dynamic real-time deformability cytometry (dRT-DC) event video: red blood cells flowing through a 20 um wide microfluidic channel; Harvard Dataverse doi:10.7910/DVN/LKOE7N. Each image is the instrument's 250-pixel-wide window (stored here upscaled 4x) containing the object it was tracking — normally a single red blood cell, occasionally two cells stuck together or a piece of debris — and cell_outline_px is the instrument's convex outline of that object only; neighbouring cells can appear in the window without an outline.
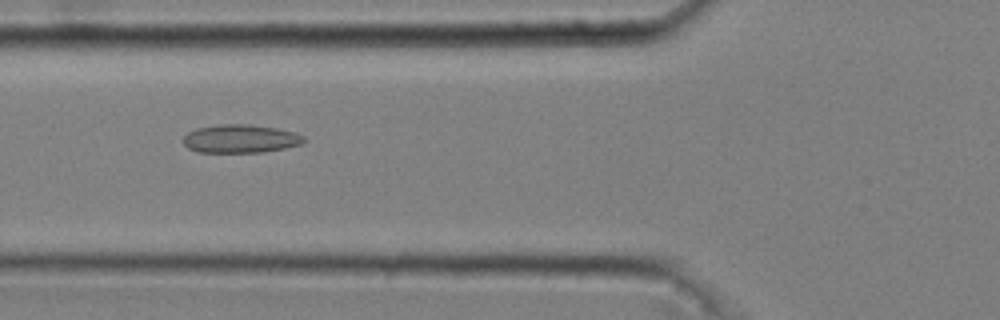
{"species": "common noctule bat (a hibernating species)", "species_latin": "Nyctalus noctula", "temperature_condition": "cold", "stored_images_in_passage": 48, "camera_frame_rate_fps": 3000, "um_per_image_px": 0.085, "animal": {"sex": "male", "body_mass_g": 20.4}, "frame": {"image": 1, "passage_image": 20, "time_ms": 6.333, "image_size_px": [1000, 320], "cell_outline_px": [[308, 140], [300, 144], [284, 148], [264, 152], [196, 152], [188, 148], [184, 144], [184, 136], [188, 132], [196, 128], [220, 124], [248, 124], [276, 128], [296, 132], [304, 136]], "centroid_in_image_um": [20.45, 11.79], "position_along_channel_um": 105.3, "area_um2": 20.0}}
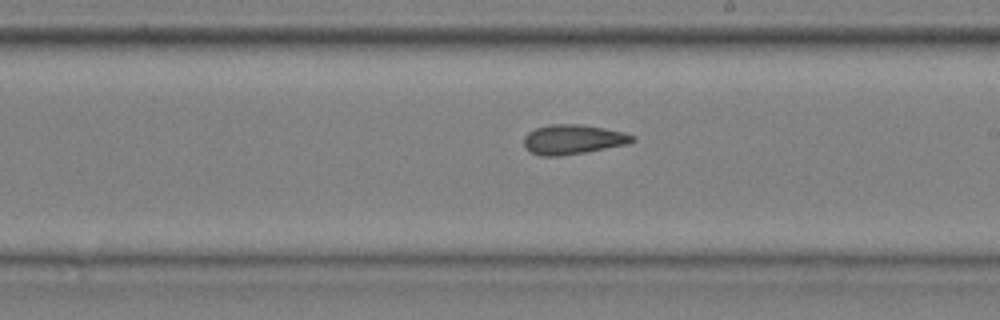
{"frame": {"image": 2, "passage_image": 31, "time_ms": 10.0, "image_size_px": [1000, 320], "cell_outline_px": [[636, 140], [628, 144], [584, 152], [560, 156], [540, 156], [532, 152], [524, 144], [524, 136], [528, 132], [536, 128], [552, 124], [580, 124], [604, 128], [624, 132], [636, 136]], "centroid_in_image_um": [48.73, 11.84], "position_along_channel_um": 240.3, "area_um2": 18.67}}
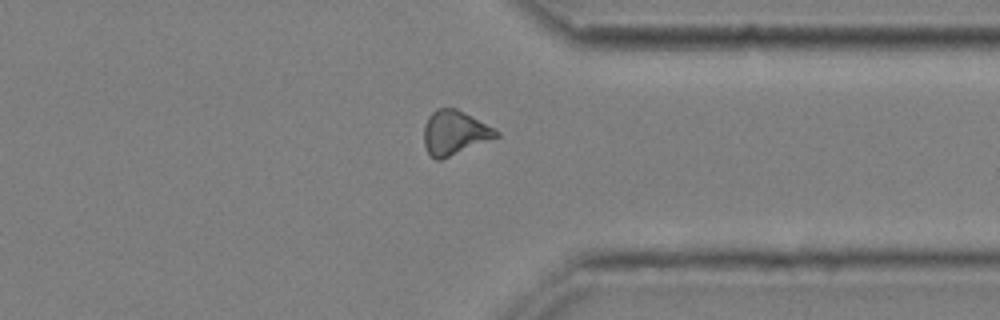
{"frame": {"image": 3, "passage_image": 42, "time_ms": 13.667, "image_size_px": [1000, 320], "cell_outline_px": [[500, 136], [440, 160], [436, 160], [428, 152], [424, 144], [424, 124], [428, 116], [436, 108], [456, 108], [496, 128], [500, 132]], "centroid_in_image_um": [38.65, 11.26], "position_along_channel_um": 372.8, "area_um2": 18.67}, "authors_computed_cell_mechanics": {"area_um2": 18.8139, "velocity_mm_per_s": 3.675, "shape_relaxation_time_tau1_ms": null, "shape_relaxation_time_tau2_ms": 4.7983, "deformation_change_tau1": null, "deformation_change_tau2": 0.1194}}